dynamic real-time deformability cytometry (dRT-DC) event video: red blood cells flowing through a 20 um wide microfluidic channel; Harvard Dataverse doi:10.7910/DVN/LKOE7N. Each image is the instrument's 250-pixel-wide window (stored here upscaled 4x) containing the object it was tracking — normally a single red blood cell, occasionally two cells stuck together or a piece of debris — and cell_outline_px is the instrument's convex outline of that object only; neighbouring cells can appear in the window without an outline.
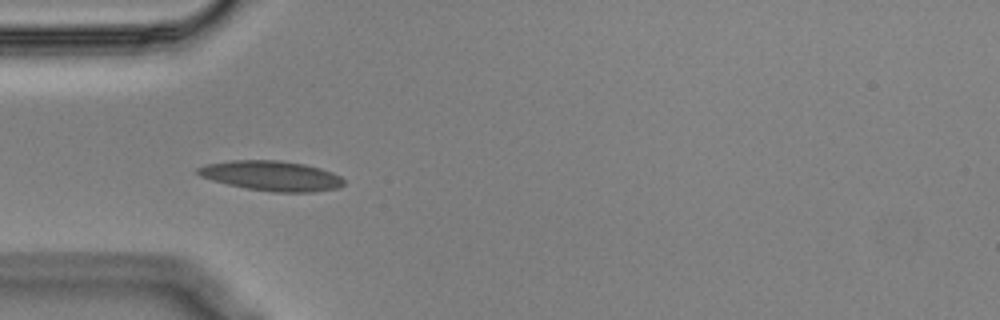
{"species": "Egyptian fruit bat (a non-hibernating species)", "species_latin": "Rousettus aegyptiacus", "temperature_condition": "cold", "stored_images_in_passage": 40, "camera_frame_rate_fps": 3000, "um_per_image_px": 0.085, "animal": {"sex": "male"}, "frame": {"image": 1, "passage_image": 1, "time_ms": 0.0, "image_size_px": [1000, 320], "cell_outline_px": [[344, 184], [340, 188], [312, 192], [272, 192], [248, 188], [228, 184], [212, 180], [200, 176], [196, 172], [196, 168], [204, 164], [232, 160], [280, 160], [304, 164], [320, 168], [332, 172], [340, 176], [344, 180]], "centroid_in_image_um": [23.08, 14.94], "position_along_channel_um": 61.9, "area_um2": 25.55}}
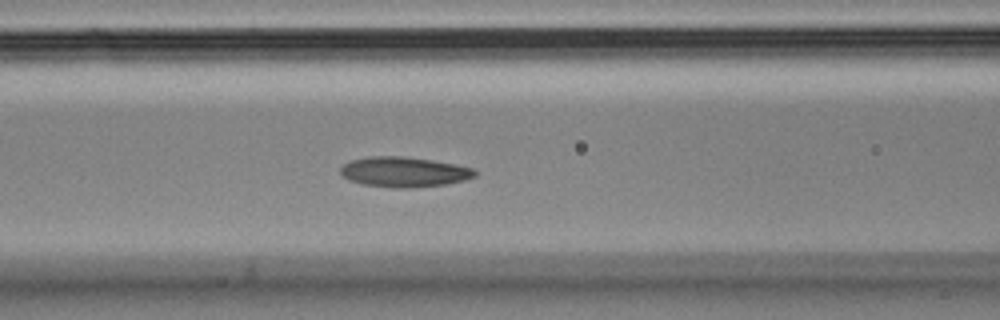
{"frame": {"image": 2, "passage_image": 7, "time_ms": 2.0, "image_size_px": [1000, 320], "cell_outline_px": [[476, 176], [464, 180], [444, 184], [412, 188], [392, 188], [364, 184], [348, 180], [340, 172], [340, 168], [348, 160], [368, 156], [404, 156], [432, 160], [456, 164], [472, 168], [476, 172]], "centroid_in_image_um": [34.31, 14.61], "position_along_channel_um": 132.3, "area_um2": 23.7}}
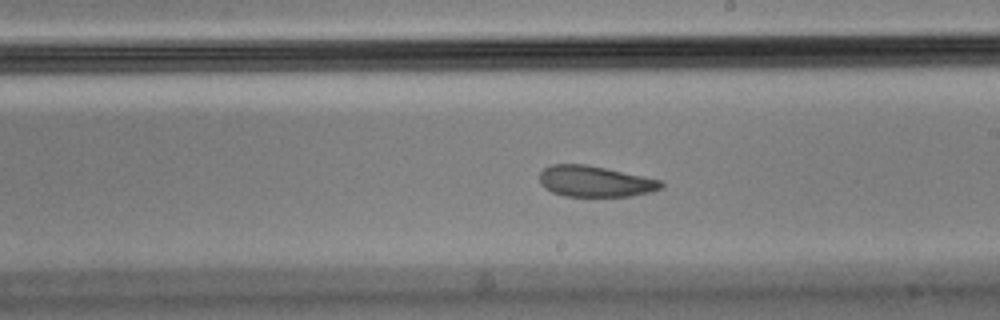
{"frame": {"image": 3, "passage_image": 16, "time_ms": 5.0, "image_size_px": [1000, 320], "cell_outline_px": [[664, 188], [652, 192], [632, 196], [564, 196], [552, 192], [540, 184], [540, 172], [544, 168], [552, 164], [584, 164], [604, 168], [660, 180], [664, 184]], "centroid_in_image_um": [50.58, 15.43], "position_along_channel_um": 238.4, "area_um2": 21.85}, "authors_computed_cell_mechanics": {"area_um2": 23.7558, "velocity_mm_per_s": 3.545, "shape_relaxation_time_tau1_ms": 8.2849, "shape_relaxation_time_tau2_ms": 2.9252, "deformation_change_tau1": 0.1628, "deformation_change_tau2": 0.0977}}